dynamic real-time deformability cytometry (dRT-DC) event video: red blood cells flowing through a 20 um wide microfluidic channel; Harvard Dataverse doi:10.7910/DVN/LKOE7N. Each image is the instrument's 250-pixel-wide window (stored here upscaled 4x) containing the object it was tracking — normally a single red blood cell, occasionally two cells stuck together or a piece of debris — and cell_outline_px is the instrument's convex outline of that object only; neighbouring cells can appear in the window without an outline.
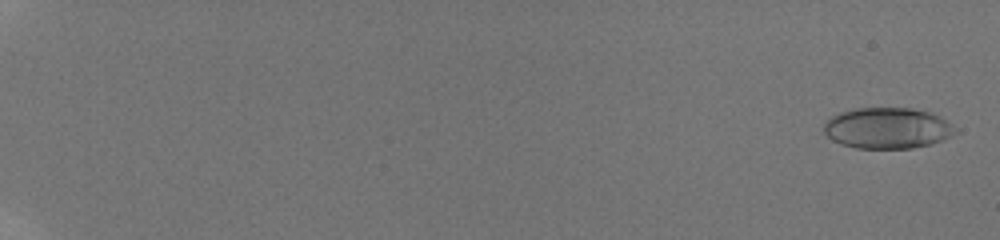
{"species": "human", "species_latin": "Homo sapiens", "temperature_condition": "room temperature", "stored_images_in_passage": 18, "camera_frame_rate_fps": 3000, "um_per_image_px": 0.085, "donor": {"sex": "male"}, "frame": {"image": 1, "passage_image": 1, "time_ms": 0.0, "image_size_px": [1000, 240], "cell_outline_px": [[960, 132], [932, 144], [912, 148], [856, 148], [840, 144], [832, 140], [824, 132], [824, 124], [832, 116], [840, 112], [856, 108], [912, 108], [928, 112], [940, 116], [952, 124]], "centroid_in_image_um": [75.46, 10.89], "position_along_channel_um": 9.5, "area_um2": 31.5}}
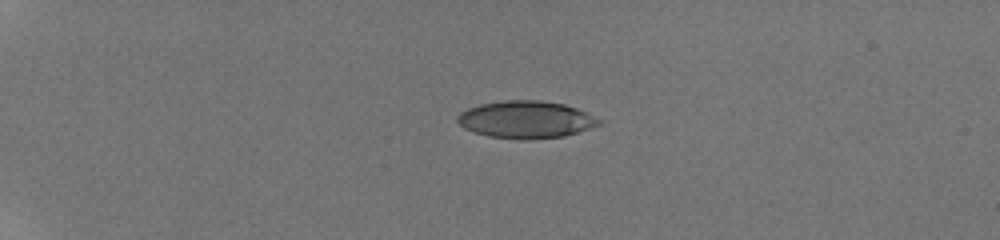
{"frame": {"image": 2, "passage_image": 12, "time_ms": 5.0, "image_size_px": [1000, 240], "cell_outline_px": [[604, 124], [564, 136], [528, 140], [520, 140], [488, 136], [464, 128], [456, 120], [456, 116], [460, 112], [468, 108], [480, 104], [504, 100], [540, 100], [564, 104], [576, 108], [604, 120]], "centroid_in_image_um": [44.73, 10.17], "position_along_channel_um": 40.3, "area_um2": 31.04}}
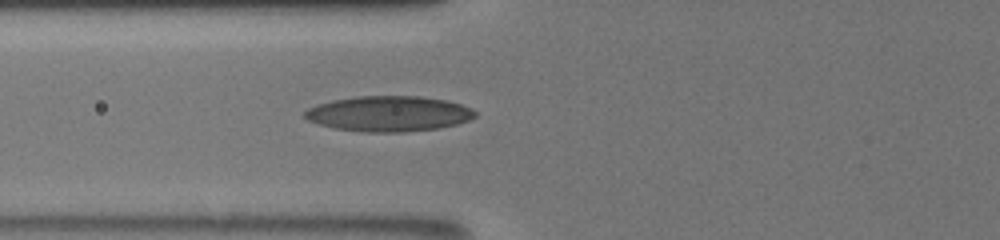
{"frame": {"image": 3, "passage_image": 18, "time_ms": 8.333, "image_size_px": [1000, 240], "cell_outline_px": [[476, 116], [468, 120], [456, 124], [440, 128], [404, 132], [364, 132], [336, 128], [320, 124], [308, 120], [304, 116], [304, 112], [308, 108], [316, 104], [332, 100], [356, 96], [420, 96], [448, 100], [472, 108], [476, 112]], "centroid_in_image_um": [33.06, 9.66], "position_along_channel_um": 92.7, "area_um2": 35.26}}